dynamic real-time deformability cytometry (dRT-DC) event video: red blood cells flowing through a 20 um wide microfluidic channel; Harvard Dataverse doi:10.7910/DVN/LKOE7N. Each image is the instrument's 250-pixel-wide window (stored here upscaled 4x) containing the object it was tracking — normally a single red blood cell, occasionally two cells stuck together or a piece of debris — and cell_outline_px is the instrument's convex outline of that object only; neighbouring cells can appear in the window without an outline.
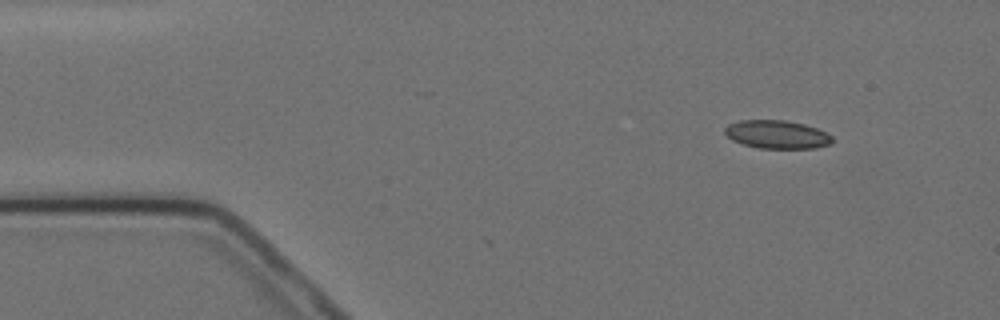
{"species": "Egyptian fruit bat (a non-hibernating species)", "species_latin": "Rousettus aegyptiacus", "temperature_condition": "cold", "stored_images_in_passage": 4, "camera_frame_rate_fps": 3000, "um_per_image_px": 0.085, "animal": {"sex": "female"}, "frame": {"image": 1, "passage_image": 1, "time_ms": 0.0, "image_size_px": [1000, 320], "cell_outline_px": [[832, 140], [828, 144], [816, 148], [760, 148], [744, 144], [732, 140], [724, 132], [724, 128], [728, 124], [740, 120], [784, 120], [804, 124], [816, 128], [832, 136]], "centroid_in_image_um": [66.01, 11.42], "position_along_channel_um": 19.0, "area_um2": 17.51}}
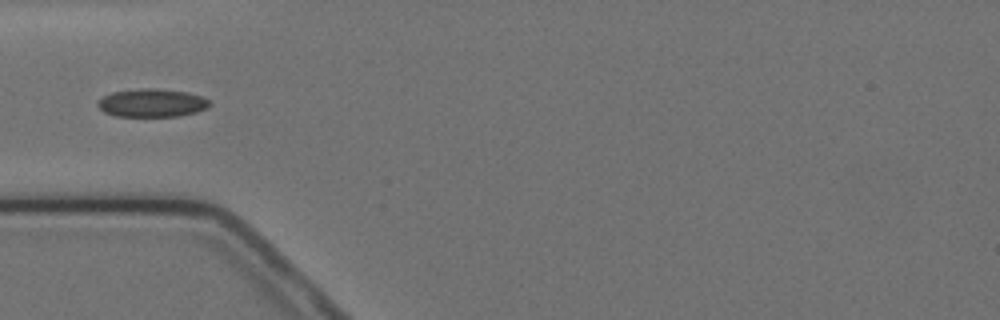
{"frame": {"image": 2, "passage_image": 4, "time_ms": 3.667, "image_size_px": [1000, 320], "cell_outline_px": [[212, 104], [208, 108], [196, 112], [180, 116], [116, 116], [104, 112], [96, 104], [104, 96], [112, 92], [140, 88], [152, 88], [188, 92], [200, 96], [208, 100]], "centroid_in_image_um": [12.93, 8.75], "position_along_channel_um": 72.1, "area_um2": 18.32}}